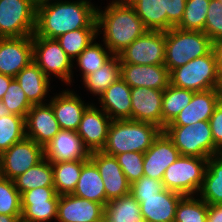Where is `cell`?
<instances>
[{
	"mask_svg": "<svg viewBox=\"0 0 222 222\" xmlns=\"http://www.w3.org/2000/svg\"><path fill=\"white\" fill-rule=\"evenodd\" d=\"M182 194L165 189L150 197H134L140 204L145 222H174L176 207Z\"/></svg>",
	"mask_w": 222,
	"mask_h": 222,
	"instance_id": "603a6c76",
	"label": "cell"
},
{
	"mask_svg": "<svg viewBox=\"0 0 222 222\" xmlns=\"http://www.w3.org/2000/svg\"><path fill=\"white\" fill-rule=\"evenodd\" d=\"M185 5L186 0H163V14H167V30L181 22Z\"/></svg>",
	"mask_w": 222,
	"mask_h": 222,
	"instance_id": "f6af8a7d",
	"label": "cell"
},
{
	"mask_svg": "<svg viewBox=\"0 0 222 222\" xmlns=\"http://www.w3.org/2000/svg\"><path fill=\"white\" fill-rule=\"evenodd\" d=\"M212 52L215 57L218 73L222 72V38L212 42Z\"/></svg>",
	"mask_w": 222,
	"mask_h": 222,
	"instance_id": "c3c4849f",
	"label": "cell"
},
{
	"mask_svg": "<svg viewBox=\"0 0 222 222\" xmlns=\"http://www.w3.org/2000/svg\"><path fill=\"white\" fill-rule=\"evenodd\" d=\"M49 103L60 128L71 131L78 130L82 115L89 106L79 95L68 89L51 98Z\"/></svg>",
	"mask_w": 222,
	"mask_h": 222,
	"instance_id": "cb8c5ba5",
	"label": "cell"
},
{
	"mask_svg": "<svg viewBox=\"0 0 222 222\" xmlns=\"http://www.w3.org/2000/svg\"><path fill=\"white\" fill-rule=\"evenodd\" d=\"M207 222H222V204L208 205Z\"/></svg>",
	"mask_w": 222,
	"mask_h": 222,
	"instance_id": "7dc6e473",
	"label": "cell"
},
{
	"mask_svg": "<svg viewBox=\"0 0 222 222\" xmlns=\"http://www.w3.org/2000/svg\"><path fill=\"white\" fill-rule=\"evenodd\" d=\"M115 1H118V2H129L130 0H115Z\"/></svg>",
	"mask_w": 222,
	"mask_h": 222,
	"instance_id": "11a10c76",
	"label": "cell"
},
{
	"mask_svg": "<svg viewBox=\"0 0 222 222\" xmlns=\"http://www.w3.org/2000/svg\"><path fill=\"white\" fill-rule=\"evenodd\" d=\"M13 181L20 194L40 187H54L51 162L44 157L39 163Z\"/></svg>",
	"mask_w": 222,
	"mask_h": 222,
	"instance_id": "4dcf8cb0",
	"label": "cell"
},
{
	"mask_svg": "<svg viewBox=\"0 0 222 222\" xmlns=\"http://www.w3.org/2000/svg\"><path fill=\"white\" fill-rule=\"evenodd\" d=\"M44 158L43 147L25 137L1 154V175L14 180Z\"/></svg>",
	"mask_w": 222,
	"mask_h": 222,
	"instance_id": "8fae6325",
	"label": "cell"
},
{
	"mask_svg": "<svg viewBox=\"0 0 222 222\" xmlns=\"http://www.w3.org/2000/svg\"><path fill=\"white\" fill-rule=\"evenodd\" d=\"M165 31L147 30L118 56L120 63L159 65L165 63Z\"/></svg>",
	"mask_w": 222,
	"mask_h": 222,
	"instance_id": "30bf717a",
	"label": "cell"
},
{
	"mask_svg": "<svg viewBox=\"0 0 222 222\" xmlns=\"http://www.w3.org/2000/svg\"><path fill=\"white\" fill-rule=\"evenodd\" d=\"M200 198L208 205L222 204V154L207 161Z\"/></svg>",
	"mask_w": 222,
	"mask_h": 222,
	"instance_id": "83f0119b",
	"label": "cell"
},
{
	"mask_svg": "<svg viewBox=\"0 0 222 222\" xmlns=\"http://www.w3.org/2000/svg\"><path fill=\"white\" fill-rule=\"evenodd\" d=\"M73 195L100 203L103 206L107 204L103 179L98 168L90 159L82 167Z\"/></svg>",
	"mask_w": 222,
	"mask_h": 222,
	"instance_id": "4316f807",
	"label": "cell"
},
{
	"mask_svg": "<svg viewBox=\"0 0 222 222\" xmlns=\"http://www.w3.org/2000/svg\"><path fill=\"white\" fill-rule=\"evenodd\" d=\"M220 95L222 96V72L219 74V83H218V87H217Z\"/></svg>",
	"mask_w": 222,
	"mask_h": 222,
	"instance_id": "f5cc1de1",
	"label": "cell"
},
{
	"mask_svg": "<svg viewBox=\"0 0 222 222\" xmlns=\"http://www.w3.org/2000/svg\"><path fill=\"white\" fill-rule=\"evenodd\" d=\"M50 1H52V0H34L36 6H39L41 4H44V3H47V2H50Z\"/></svg>",
	"mask_w": 222,
	"mask_h": 222,
	"instance_id": "db71d44e",
	"label": "cell"
},
{
	"mask_svg": "<svg viewBox=\"0 0 222 222\" xmlns=\"http://www.w3.org/2000/svg\"><path fill=\"white\" fill-rule=\"evenodd\" d=\"M161 131V128L148 122L112 120L102 152L110 156L124 152L145 153Z\"/></svg>",
	"mask_w": 222,
	"mask_h": 222,
	"instance_id": "3957f363",
	"label": "cell"
},
{
	"mask_svg": "<svg viewBox=\"0 0 222 222\" xmlns=\"http://www.w3.org/2000/svg\"><path fill=\"white\" fill-rule=\"evenodd\" d=\"M59 195L54 187H40L21 194V222H47L57 218Z\"/></svg>",
	"mask_w": 222,
	"mask_h": 222,
	"instance_id": "7c38bea8",
	"label": "cell"
},
{
	"mask_svg": "<svg viewBox=\"0 0 222 222\" xmlns=\"http://www.w3.org/2000/svg\"><path fill=\"white\" fill-rule=\"evenodd\" d=\"M180 153L162 130L152 146L144 153V176L162 181L165 170L174 163Z\"/></svg>",
	"mask_w": 222,
	"mask_h": 222,
	"instance_id": "ac0fdd59",
	"label": "cell"
},
{
	"mask_svg": "<svg viewBox=\"0 0 222 222\" xmlns=\"http://www.w3.org/2000/svg\"><path fill=\"white\" fill-rule=\"evenodd\" d=\"M87 161H67L51 163L54 177V188L57 194H73L80 178L83 165Z\"/></svg>",
	"mask_w": 222,
	"mask_h": 222,
	"instance_id": "1f68e13d",
	"label": "cell"
},
{
	"mask_svg": "<svg viewBox=\"0 0 222 222\" xmlns=\"http://www.w3.org/2000/svg\"><path fill=\"white\" fill-rule=\"evenodd\" d=\"M163 93L147 87L131 88V120L152 123L163 130Z\"/></svg>",
	"mask_w": 222,
	"mask_h": 222,
	"instance_id": "2e32d148",
	"label": "cell"
},
{
	"mask_svg": "<svg viewBox=\"0 0 222 222\" xmlns=\"http://www.w3.org/2000/svg\"><path fill=\"white\" fill-rule=\"evenodd\" d=\"M21 194L14 181L0 177V214L21 216Z\"/></svg>",
	"mask_w": 222,
	"mask_h": 222,
	"instance_id": "ab89813d",
	"label": "cell"
},
{
	"mask_svg": "<svg viewBox=\"0 0 222 222\" xmlns=\"http://www.w3.org/2000/svg\"><path fill=\"white\" fill-rule=\"evenodd\" d=\"M214 145L222 152V100L209 119Z\"/></svg>",
	"mask_w": 222,
	"mask_h": 222,
	"instance_id": "bcb514c9",
	"label": "cell"
},
{
	"mask_svg": "<svg viewBox=\"0 0 222 222\" xmlns=\"http://www.w3.org/2000/svg\"><path fill=\"white\" fill-rule=\"evenodd\" d=\"M221 100L222 96L218 89L195 92L191 102L166 126H185L199 121H209Z\"/></svg>",
	"mask_w": 222,
	"mask_h": 222,
	"instance_id": "7402d4cb",
	"label": "cell"
},
{
	"mask_svg": "<svg viewBox=\"0 0 222 222\" xmlns=\"http://www.w3.org/2000/svg\"><path fill=\"white\" fill-rule=\"evenodd\" d=\"M13 77L8 75H3L0 73V100L3 98L6 93L9 84L11 83Z\"/></svg>",
	"mask_w": 222,
	"mask_h": 222,
	"instance_id": "681fc988",
	"label": "cell"
},
{
	"mask_svg": "<svg viewBox=\"0 0 222 222\" xmlns=\"http://www.w3.org/2000/svg\"><path fill=\"white\" fill-rule=\"evenodd\" d=\"M165 63L169 72L212 50V40L203 31L173 27L165 31Z\"/></svg>",
	"mask_w": 222,
	"mask_h": 222,
	"instance_id": "277c9868",
	"label": "cell"
},
{
	"mask_svg": "<svg viewBox=\"0 0 222 222\" xmlns=\"http://www.w3.org/2000/svg\"><path fill=\"white\" fill-rule=\"evenodd\" d=\"M90 160L96 165L103 179L107 202L130 193L131 184L119 166L115 156L102 151L90 154Z\"/></svg>",
	"mask_w": 222,
	"mask_h": 222,
	"instance_id": "e0dca14e",
	"label": "cell"
},
{
	"mask_svg": "<svg viewBox=\"0 0 222 222\" xmlns=\"http://www.w3.org/2000/svg\"><path fill=\"white\" fill-rule=\"evenodd\" d=\"M12 114L19 115L26 119L28 111L33 106L26 97L20 84L15 78L12 79L9 87L1 99Z\"/></svg>",
	"mask_w": 222,
	"mask_h": 222,
	"instance_id": "60d3db41",
	"label": "cell"
},
{
	"mask_svg": "<svg viewBox=\"0 0 222 222\" xmlns=\"http://www.w3.org/2000/svg\"><path fill=\"white\" fill-rule=\"evenodd\" d=\"M170 84L194 92L217 89L219 73L212 50L169 72Z\"/></svg>",
	"mask_w": 222,
	"mask_h": 222,
	"instance_id": "8992f818",
	"label": "cell"
},
{
	"mask_svg": "<svg viewBox=\"0 0 222 222\" xmlns=\"http://www.w3.org/2000/svg\"><path fill=\"white\" fill-rule=\"evenodd\" d=\"M115 158L130 184L144 176V153L124 152L115 155Z\"/></svg>",
	"mask_w": 222,
	"mask_h": 222,
	"instance_id": "b9f144b4",
	"label": "cell"
},
{
	"mask_svg": "<svg viewBox=\"0 0 222 222\" xmlns=\"http://www.w3.org/2000/svg\"><path fill=\"white\" fill-rule=\"evenodd\" d=\"M204 33L212 42L222 38V3L219 0H210Z\"/></svg>",
	"mask_w": 222,
	"mask_h": 222,
	"instance_id": "7bdbcfd3",
	"label": "cell"
},
{
	"mask_svg": "<svg viewBox=\"0 0 222 222\" xmlns=\"http://www.w3.org/2000/svg\"><path fill=\"white\" fill-rule=\"evenodd\" d=\"M129 4L148 30L167 31V14H163V0H130Z\"/></svg>",
	"mask_w": 222,
	"mask_h": 222,
	"instance_id": "d6a6232c",
	"label": "cell"
},
{
	"mask_svg": "<svg viewBox=\"0 0 222 222\" xmlns=\"http://www.w3.org/2000/svg\"><path fill=\"white\" fill-rule=\"evenodd\" d=\"M103 222H145L140 204L128 193L118 199L108 201L104 206Z\"/></svg>",
	"mask_w": 222,
	"mask_h": 222,
	"instance_id": "f1b7e54d",
	"label": "cell"
},
{
	"mask_svg": "<svg viewBox=\"0 0 222 222\" xmlns=\"http://www.w3.org/2000/svg\"><path fill=\"white\" fill-rule=\"evenodd\" d=\"M98 33L103 30V42L114 55H118L148 29L129 2L112 1L103 10H96ZM100 30V31H99Z\"/></svg>",
	"mask_w": 222,
	"mask_h": 222,
	"instance_id": "7a4b0ae2",
	"label": "cell"
},
{
	"mask_svg": "<svg viewBox=\"0 0 222 222\" xmlns=\"http://www.w3.org/2000/svg\"><path fill=\"white\" fill-rule=\"evenodd\" d=\"M32 105L45 104L43 101L49 92L50 78L34 62H30L15 77Z\"/></svg>",
	"mask_w": 222,
	"mask_h": 222,
	"instance_id": "484cf974",
	"label": "cell"
},
{
	"mask_svg": "<svg viewBox=\"0 0 222 222\" xmlns=\"http://www.w3.org/2000/svg\"><path fill=\"white\" fill-rule=\"evenodd\" d=\"M101 109L112 120H131V87L119 78L98 98Z\"/></svg>",
	"mask_w": 222,
	"mask_h": 222,
	"instance_id": "d4e9b609",
	"label": "cell"
},
{
	"mask_svg": "<svg viewBox=\"0 0 222 222\" xmlns=\"http://www.w3.org/2000/svg\"><path fill=\"white\" fill-rule=\"evenodd\" d=\"M194 93L169 84L164 90L162 100L163 129L191 102Z\"/></svg>",
	"mask_w": 222,
	"mask_h": 222,
	"instance_id": "836d02e7",
	"label": "cell"
},
{
	"mask_svg": "<svg viewBox=\"0 0 222 222\" xmlns=\"http://www.w3.org/2000/svg\"><path fill=\"white\" fill-rule=\"evenodd\" d=\"M119 78H121L120 59L118 55H113L100 69L82 79L84 86L88 88L87 90L100 97Z\"/></svg>",
	"mask_w": 222,
	"mask_h": 222,
	"instance_id": "f546056e",
	"label": "cell"
},
{
	"mask_svg": "<svg viewBox=\"0 0 222 222\" xmlns=\"http://www.w3.org/2000/svg\"><path fill=\"white\" fill-rule=\"evenodd\" d=\"M163 131L180 155L209 158L222 154L214 145L209 121H199L185 126H165Z\"/></svg>",
	"mask_w": 222,
	"mask_h": 222,
	"instance_id": "5b68a950",
	"label": "cell"
},
{
	"mask_svg": "<svg viewBox=\"0 0 222 222\" xmlns=\"http://www.w3.org/2000/svg\"><path fill=\"white\" fill-rule=\"evenodd\" d=\"M165 190L162 181L142 176L131 184L130 193L133 197H150L155 196Z\"/></svg>",
	"mask_w": 222,
	"mask_h": 222,
	"instance_id": "ee69618b",
	"label": "cell"
},
{
	"mask_svg": "<svg viewBox=\"0 0 222 222\" xmlns=\"http://www.w3.org/2000/svg\"><path fill=\"white\" fill-rule=\"evenodd\" d=\"M207 161L208 158L180 155L164 172L165 189L183 196L196 195L203 184Z\"/></svg>",
	"mask_w": 222,
	"mask_h": 222,
	"instance_id": "52a82bcc",
	"label": "cell"
},
{
	"mask_svg": "<svg viewBox=\"0 0 222 222\" xmlns=\"http://www.w3.org/2000/svg\"><path fill=\"white\" fill-rule=\"evenodd\" d=\"M104 206L74 196L60 195L57 204V222H103Z\"/></svg>",
	"mask_w": 222,
	"mask_h": 222,
	"instance_id": "44dd1931",
	"label": "cell"
},
{
	"mask_svg": "<svg viewBox=\"0 0 222 222\" xmlns=\"http://www.w3.org/2000/svg\"><path fill=\"white\" fill-rule=\"evenodd\" d=\"M208 204L201 198L183 196L177 204L174 222H207Z\"/></svg>",
	"mask_w": 222,
	"mask_h": 222,
	"instance_id": "74e56055",
	"label": "cell"
},
{
	"mask_svg": "<svg viewBox=\"0 0 222 222\" xmlns=\"http://www.w3.org/2000/svg\"><path fill=\"white\" fill-rule=\"evenodd\" d=\"M26 137L25 118L16 114L0 117V154Z\"/></svg>",
	"mask_w": 222,
	"mask_h": 222,
	"instance_id": "d590c367",
	"label": "cell"
},
{
	"mask_svg": "<svg viewBox=\"0 0 222 222\" xmlns=\"http://www.w3.org/2000/svg\"><path fill=\"white\" fill-rule=\"evenodd\" d=\"M112 119L102 109L90 104L84 111L78 135L82 138L85 147L91 152L102 151L106 144L109 126Z\"/></svg>",
	"mask_w": 222,
	"mask_h": 222,
	"instance_id": "9a60e30c",
	"label": "cell"
},
{
	"mask_svg": "<svg viewBox=\"0 0 222 222\" xmlns=\"http://www.w3.org/2000/svg\"><path fill=\"white\" fill-rule=\"evenodd\" d=\"M32 61V36L0 38L1 74L14 78Z\"/></svg>",
	"mask_w": 222,
	"mask_h": 222,
	"instance_id": "4fadbf2b",
	"label": "cell"
},
{
	"mask_svg": "<svg viewBox=\"0 0 222 222\" xmlns=\"http://www.w3.org/2000/svg\"><path fill=\"white\" fill-rule=\"evenodd\" d=\"M113 55L102 44L92 42L75 59H77V65L82 72V77H84L100 69Z\"/></svg>",
	"mask_w": 222,
	"mask_h": 222,
	"instance_id": "8d00e7d4",
	"label": "cell"
},
{
	"mask_svg": "<svg viewBox=\"0 0 222 222\" xmlns=\"http://www.w3.org/2000/svg\"><path fill=\"white\" fill-rule=\"evenodd\" d=\"M0 177H2V175H1V154H0Z\"/></svg>",
	"mask_w": 222,
	"mask_h": 222,
	"instance_id": "9f6ffc18",
	"label": "cell"
},
{
	"mask_svg": "<svg viewBox=\"0 0 222 222\" xmlns=\"http://www.w3.org/2000/svg\"><path fill=\"white\" fill-rule=\"evenodd\" d=\"M43 150L44 157L51 163L88 161L91 154L77 131L65 129H61Z\"/></svg>",
	"mask_w": 222,
	"mask_h": 222,
	"instance_id": "5bb4252c",
	"label": "cell"
},
{
	"mask_svg": "<svg viewBox=\"0 0 222 222\" xmlns=\"http://www.w3.org/2000/svg\"><path fill=\"white\" fill-rule=\"evenodd\" d=\"M11 114V111L6 107L5 103L0 100V117Z\"/></svg>",
	"mask_w": 222,
	"mask_h": 222,
	"instance_id": "816d5d0a",
	"label": "cell"
},
{
	"mask_svg": "<svg viewBox=\"0 0 222 222\" xmlns=\"http://www.w3.org/2000/svg\"><path fill=\"white\" fill-rule=\"evenodd\" d=\"M26 137L43 148L61 130L50 103L33 105L25 119Z\"/></svg>",
	"mask_w": 222,
	"mask_h": 222,
	"instance_id": "ffe728a7",
	"label": "cell"
},
{
	"mask_svg": "<svg viewBox=\"0 0 222 222\" xmlns=\"http://www.w3.org/2000/svg\"><path fill=\"white\" fill-rule=\"evenodd\" d=\"M36 13L34 0H0V38L32 36Z\"/></svg>",
	"mask_w": 222,
	"mask_h": 222,
	"instance_id": "ba28073f",
	"label": "cell"
},
{
	"mask_svg": "<svg viewBox=\"0 0 222 222\" xmlns=\"http://www.w3.org/2000/svg\"><path fill=\"white\" fill-rule=\"evenodd\" d=\"M209 3L210 0H186L183 18L176 27L204 32Z\"/></svg>",
	"mask_w": 222,
	"mask_h": 222,
	"instance_id": "f35d334b",
	"label": "cell"
},
{
	"mask_svg": "<svg viewBox=\"0 0 222 222\" xmlns=\"http://www.w3.org/2000/svg\"><path fill=\"white\" fill-rule=\"evenodd\" d=\"M0 222H21V216L0 214Z\"/></svg>",
	"mask_w": 222,
	"mask_h": 222,
	"instance_id": "f907efd6",
	"label": "cell"
},
{
	"mask_svg": "<svg viewBox=\"0 0 222 222\" xmlns=\"http://www.w3.org/2000/svg\"><path fill=\"white\" fill-rule=\"evenodd\" d=\"M33 61L42 69L43 73L50 78L52 74L57 76L67 85L72 82L73 61L60 47L56 39H48L32 35ZM51 73V75H50Z\"/></svg>",
	"mask_w": 222,
	"mask_h": 222,
	"instance_id": "9c48e42d",
	"label": "cell"
},
{
	"mask_svg": "<svg viewBox=\"0 0 222 222\" xmlns=\"http://www.w3.org/2000/svg\"><path fill=\"white\" fill-rule=\"evenodd\" d=\"M97 35L98 28H81L69 31L56 40L73 61L87 46L95 42Z\"/></svg>",
	"mask_w": 222,
	"mask_h": 222,
	"instance_id": "e575fe53",
	"label": "cell"
},
{
	"mask_svg": "<svg viewBox=\"0 0 222 222\" xmlns=\"http://www.w3.org/2000/svg\"><path fill=\"white\" fill-rule=\"evenodd\" d=\"M120 77L131 87L165 90L170 84L169 70L164 64L120 63Z\"/></svg>",
	"mask_w": 222,
	"mask_h": 222,
	"instance_id": "d6986e66",
	"label": "cell"
},
{
	"mask_svg": "<svg viewBox=\"0 0 222 222\" xmlns=\"http://www.w3.org/2000/svg\"><path fill=\"white\" fill-rule=\"evenodd\" d=\"M50 1L37 6L35 34L48 39L81 28H97V7L88 0ZM95 6V7H94Z\"/></svg>",
	"mask_w": 222,
	"mask_h": 222,
	"instance_id": "6da1fadb",
	"label": "cell"
}]
</instances>
